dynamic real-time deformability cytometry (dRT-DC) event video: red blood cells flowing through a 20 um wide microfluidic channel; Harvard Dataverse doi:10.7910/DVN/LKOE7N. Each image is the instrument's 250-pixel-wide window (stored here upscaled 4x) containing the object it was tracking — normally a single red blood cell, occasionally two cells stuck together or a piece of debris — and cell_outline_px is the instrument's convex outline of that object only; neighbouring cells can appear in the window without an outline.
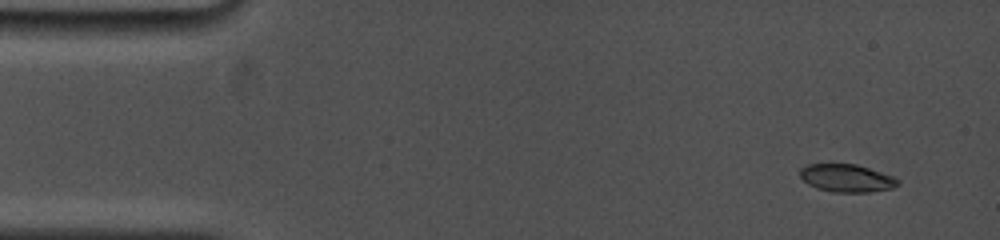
{"species": "common noctule bat (a hibernating species)", "species_latin": "Nyctalus noctula", "temperature_condition": "cold", "stored_images_in_passage": 7, "camera_frame_rate_fps": 5000, "um_per_image_px": 0.085, "animal": {"sex": "female", "body_mass_g": 19.0, "forearm_length_mm": 53.3}, "frame": {"image": 1, "passage_image": 2, "time_ms": 1.0, "image_size_px": [1000, 240], "cell_outline_px": [[900, 184], [892, 188], [868, 192], [832, 192], [816, 188], [808, 184], [800, 176], [800, 168], [808, 164], [856, 164], [892, 176], [900, 180]], "centroid_in_image_um": [71.96, 15.14], "position_along_channel_um": 13.0, "area_um2": 15.78}}
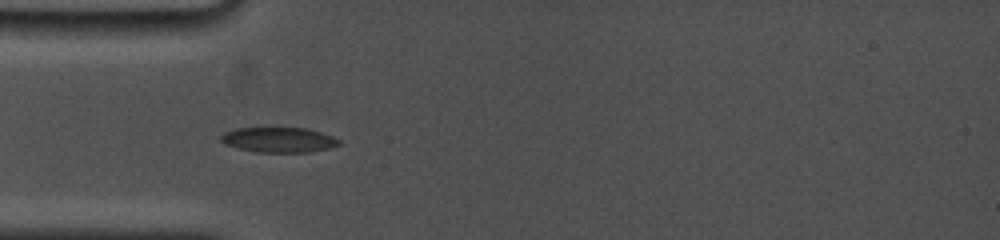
{"frame": {"image": 2, "passage_image": 6, "time_ms": 5.0, "image_size_px": [1000, 240], "cell_outline_px": [[340, 144], [328, 148], [312, 152], [256, 152], [224, 144], [220, 140], [220, 136], [224, 132], [236, 128], [308, 128], [332, 136], [340, 140]], "centroid_in_image_um": [23.68, 11.88], "position_along_channel_um": 61.3, "area_um2": 17.22}}